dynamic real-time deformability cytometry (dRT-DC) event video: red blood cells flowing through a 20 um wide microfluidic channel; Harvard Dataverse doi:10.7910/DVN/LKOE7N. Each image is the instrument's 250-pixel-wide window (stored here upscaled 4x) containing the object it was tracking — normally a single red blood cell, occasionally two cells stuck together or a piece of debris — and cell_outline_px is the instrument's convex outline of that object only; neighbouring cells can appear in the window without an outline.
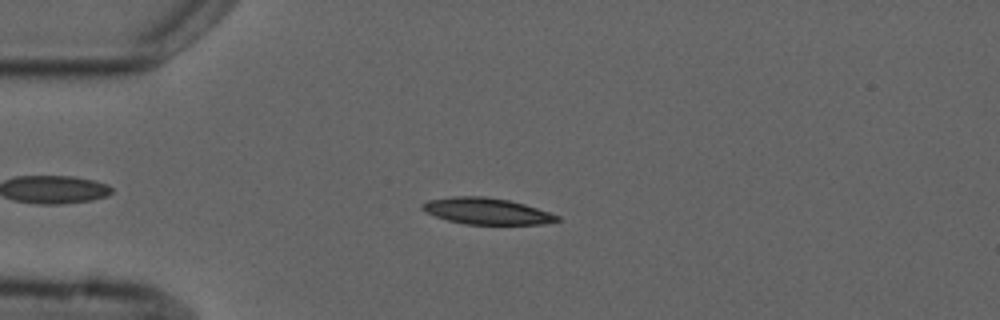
{"species": "common noctule bat (a hibernating species)", "species_latin": "Nyctalus noctula", "temperature_condition": "cold", "stored_images_in_passage": 2, "camera_frame_rate_fps": 3000, "um_per_image_px": 0.085, "animal": {"sex": "male", "forearm_length_mm": 52.5}, "frame": {"image": 1, "passage_image": 2, "time_ms": 3.0, "image_size_px": [1000, 320], "cell_outline_px": [[560, 220], [544, 224], [464, 224], [448, 220], [424, 212], [420, 208], [420, 204], [428, 200], [452, 196], [484, 196], [508, 200], [524, 204], [560, 216]], "centroid_in_image_um": [41.32, 17.94], "position_along_channel_um": 43.7, "area_um2": 20.69}}